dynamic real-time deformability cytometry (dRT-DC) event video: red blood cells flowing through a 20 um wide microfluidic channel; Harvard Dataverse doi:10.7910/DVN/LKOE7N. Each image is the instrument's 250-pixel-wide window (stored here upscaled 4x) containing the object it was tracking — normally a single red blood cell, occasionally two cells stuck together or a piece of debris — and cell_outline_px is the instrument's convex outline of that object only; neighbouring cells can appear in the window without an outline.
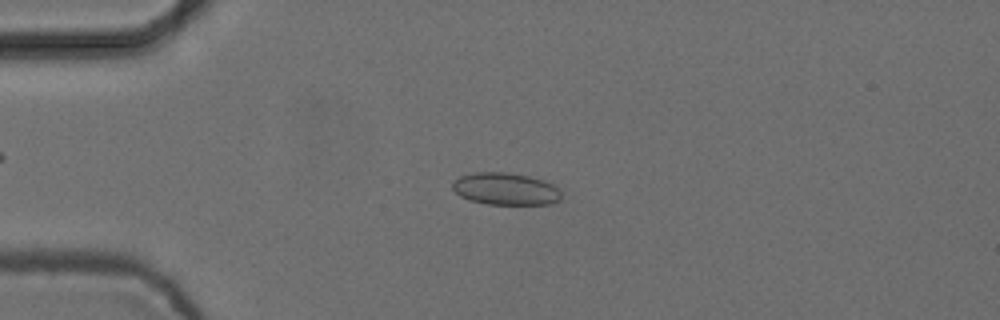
{"species": "common noctule bat (a hibernating species)", "species_latin": "Nyctalus noctula", "temperature_condition": "cold", "stored_images_in_passage": 5, "camera_frame_rate_fps": 3000, "um_per_image_px": 0.085, "animal": {"sex": "female", "body_mass_g": 24.6, "forearm_length_mm": 56.2}, "frame": {"image": 1, "passage_image": 3, "time_ms": 0.667, "image_size_px": [1000, 320], "cell_outline_px": [[560, 200], [552, 204], [488, 204], [472, 200], [460, 196], [452, 188], [452, 180], [460, 176], [476, 172], [508, 172], [528, 176], [544, 180], [560, 188]], "centroid_in_image_um": [42.98, 16.05], "position_along_channel_um": 42.0, "area_um2": 20.46}}
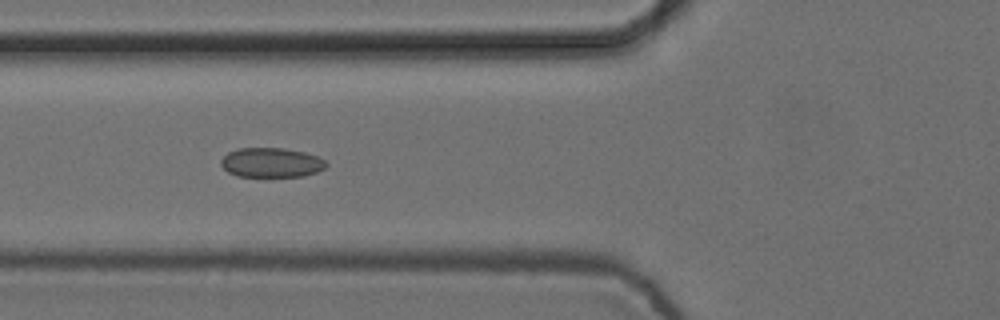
{"frame": {"image": 2, "passage_image": 5, "time_ms": 1.333, "image_size_px": [1000, 320], "cell_outline_px": [[328, 164], [324, 168], [316, 172], [304, 176], [236, 176], [228, 172], [220, 164], [220, 160], [228, 152], [240, 148], [284, 148], [304, 152], [316, 156], [324, 160]], "centroid_in_image_um": [23.04, 13.81], "position_along_channel_um": 102.8, "area_um2": 18.03}}